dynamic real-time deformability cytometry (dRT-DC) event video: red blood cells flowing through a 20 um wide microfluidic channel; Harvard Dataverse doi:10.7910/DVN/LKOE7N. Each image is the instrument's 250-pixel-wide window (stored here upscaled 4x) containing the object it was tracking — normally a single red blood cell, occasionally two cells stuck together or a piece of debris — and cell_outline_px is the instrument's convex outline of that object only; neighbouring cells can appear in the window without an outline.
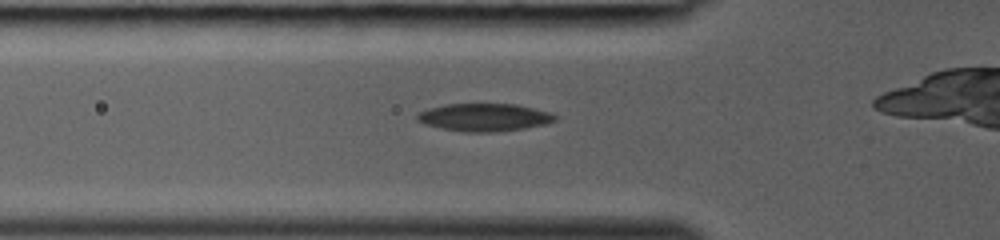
{"species": "common noctule bat (a hibernating species)", "species_latin": "Nyctalus noctula", "temperature_condition": "room temperature", "stored_images_in_passage": 29, "camera_frame_rate_fps": 3000, "um_per_image_px": 0.085, "animal": {"sex": "female", "body_mass_g": 19.0, "forearm_length_mm": 53.3}, "frame": {"image": 1, "passage_image": 8, "time_ms": 2.333, "image_size_px": [1000, 240], "cell_outline_px": [[556, 120], [548, 124], [500, 132], [464, 132], [440, 128], [424, 124], [416, 120], [416, 112], [428, 108], [444, 104], [516, 104], [548, 112], [556, 116]], "centroid_in_image_um": [41.11, 9.98], "position_along_channel_um": 84.7, "area_um2": 22.48}}
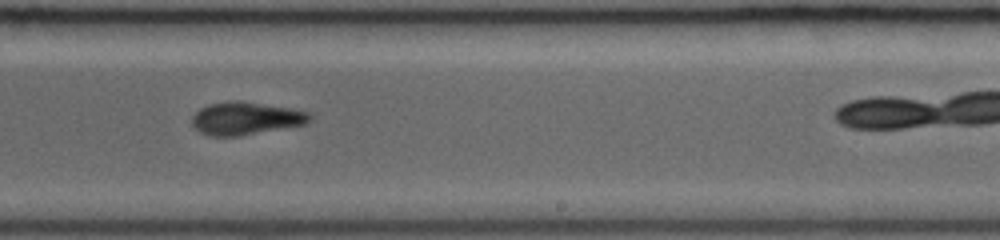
{"frame": {"image": 2, "passage_image": 19, "time_ms": 6.0, "image_size_px": [1000, 240], "cell_outline_px": [[312, 120], [304, 124], [236, 136], [212, 136], [200, 132], [192, 124], [192, 116], [200, 108], [208, 104], [236, 100], [292, 108], [308, 112], [312, 116]], "centroid_in_image_um": [20.88, 10.05], "position_along_channel_um": 268.1, "area_um2": 22.2}}
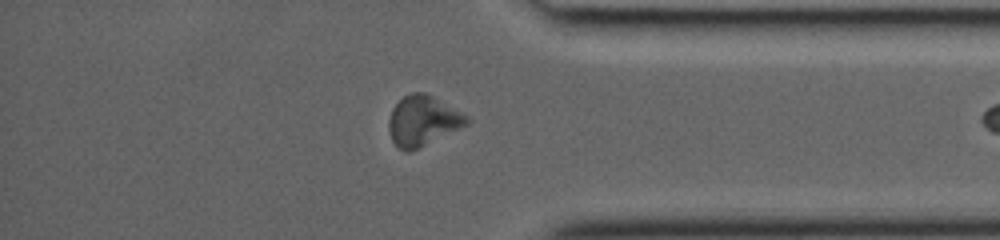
{"frame": {"image": 3, "passage_image": 27, "time_ms": 8.667, "image_size_px": [1000, 240], "cell_outline_px": [[472, 120], [468, 124], [412, 152], [408, 152], [400, 148], [392, 140], [388, 128], [388, 120], [392, 108], [404, 96], [412, 92], [424, 92], [432, 96], [468, 116]], "centroid_in_image_um": [35.93, 10.28], "position_along_channel_um": 399.3, "area_um2": 22.66}}